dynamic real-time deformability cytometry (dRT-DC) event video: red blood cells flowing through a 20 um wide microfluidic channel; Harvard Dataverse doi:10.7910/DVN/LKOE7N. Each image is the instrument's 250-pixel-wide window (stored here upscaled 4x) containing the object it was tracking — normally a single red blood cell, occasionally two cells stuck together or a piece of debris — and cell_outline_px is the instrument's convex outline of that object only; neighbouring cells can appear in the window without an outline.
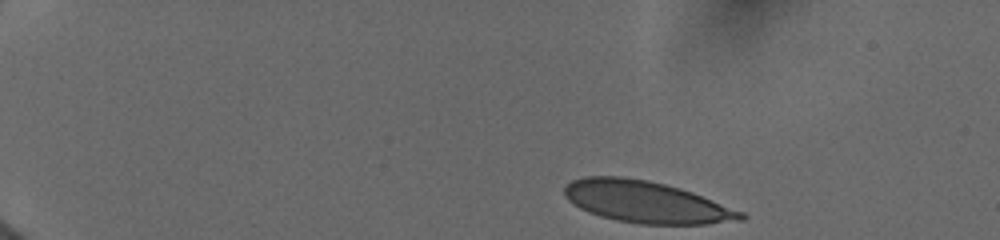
{"species": "human", "species_latin": "Homo sapiens", "temperature_condition": "cold", "stored_images_in_passage": 56, "camera_frame_rate_fps": 3000, "um_per_image_px": 0.085, "donor": {"sex": "female"}, "frame": {"image": 1, "passage_image": 1, "time_ms": 0.0, "image_size_px": [1000, 240], "cell_outline_px": [[748, 216], [744, 220], [708, 224], [640, 224], [616, 220], [600, 216], [588, 212], [580, 208], [568, 200], [564, 196], [564, 188], [572, 180], [584, 176], [624, 176], [648, 180], [680, 188], [692, 192], [744, 212]], "centroid_in_image_um": [54.93, 17.17], "position_along_channel_um": 30.1, "area_um2": 43.0}}
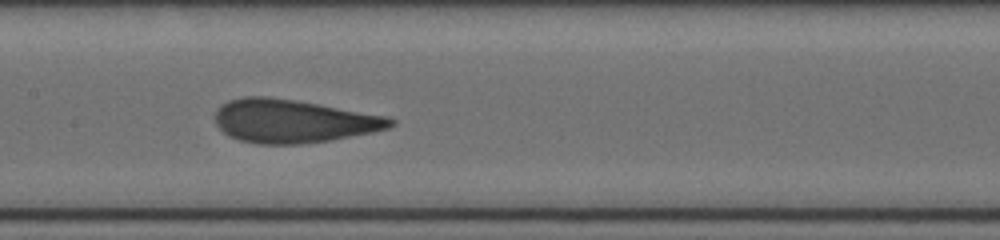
{"frame": {"image": 2, "passage_image": 21, "time_ms": 6.667, "image_size_px": [1000, 240], "cell_outline_px": [[396, 124], [388, 128], [372, 132], [328, 140], [300, 144], [256, 144], [240, 140], [228, 136], [216, 124], [216, 108], [220, 104], [228, 100], [244, 96], [268, 96], [296, 100], [388, 116], [396, 120]], "centroid_in_image_um": [24.9, 10.28], "position_along_channel_um": 182.5, "area_um2": 44.33}}
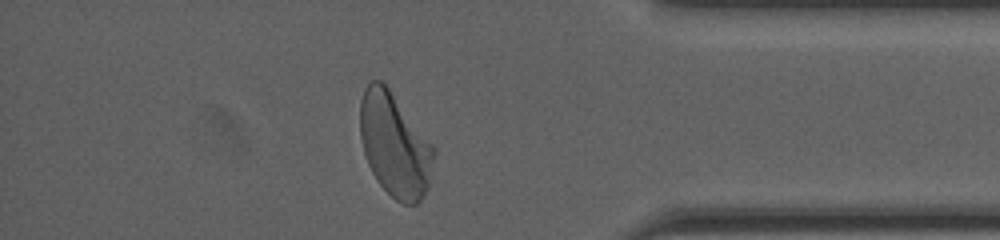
{"frame": {"image": 3, "passage_image": 47, "time_ms": 12.667, "image_size_px": [1000, 240], "cell_outline_px": [[436, 152], [428, 188], [424, 196], [416, 204], [404, 204], [396, 200], [376, 180], [368, 164], [364, 152], [360, 136], [360, 100], [364, 88], [372, 80], [380, 80], [388, 88], [436, 148]], "centroid_in_image_um": [33.56, 12.34], "position_along_channel_um": 401.6, "area_um2": 44.45}, "authors_computed_cell_mechanics": {"area_um2": 44.2748, "velocity_mm_per_s": 3.9338, "shape_relaxation_time_tau1_ms": 5.3012, "shape_relaxation_time_tau2_ms": null, "deformation_change_tau1": 0.2059, "deformation_change_tau2": null}}